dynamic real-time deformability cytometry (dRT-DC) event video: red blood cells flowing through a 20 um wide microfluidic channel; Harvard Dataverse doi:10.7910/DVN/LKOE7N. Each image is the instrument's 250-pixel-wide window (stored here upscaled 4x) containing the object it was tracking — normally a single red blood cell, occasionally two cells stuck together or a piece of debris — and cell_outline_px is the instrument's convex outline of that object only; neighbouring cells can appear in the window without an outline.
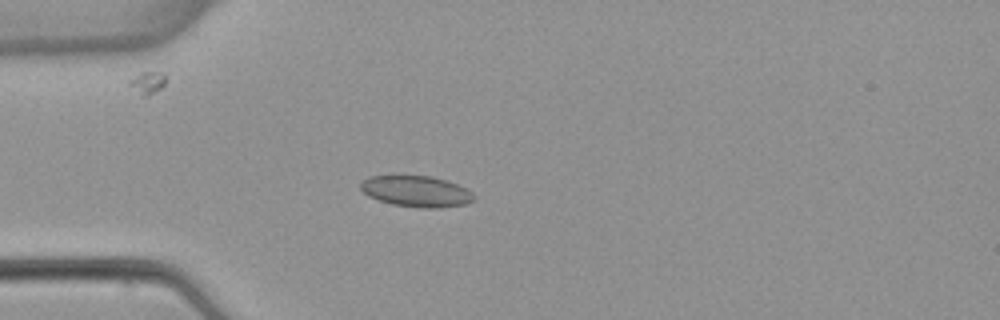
{"species": "common noctule bat (a hibernating species)", "species_latin": "Nyctalus noctula", "temperature_condition": "warm", "stored_images_in_passage": 5, "camera_frame_rate_fps": 3000, "um_per_image_px": 0.085, "animal": {"sex": "female", "body_mass_g": 22.7, "forearm_length_mm": 54.2}, "frame": {"image": 1, "passage_image": 4, "time_ms": 4.667, "image_size_px": [1000, 320], "cell_outline_px": [[476, 200], [468, 204], [440, 208], [420, 208], [392, 204], [368, 196], [360, 188], [360, 180], [368, 176], [392, 172], [432, 176], [456, 184], [472, 192], [476, 196]], "centroid_in_image_um": [35.33, 16.21], "position_along_channel_um": 49.7, "area_um2": 21.56}}